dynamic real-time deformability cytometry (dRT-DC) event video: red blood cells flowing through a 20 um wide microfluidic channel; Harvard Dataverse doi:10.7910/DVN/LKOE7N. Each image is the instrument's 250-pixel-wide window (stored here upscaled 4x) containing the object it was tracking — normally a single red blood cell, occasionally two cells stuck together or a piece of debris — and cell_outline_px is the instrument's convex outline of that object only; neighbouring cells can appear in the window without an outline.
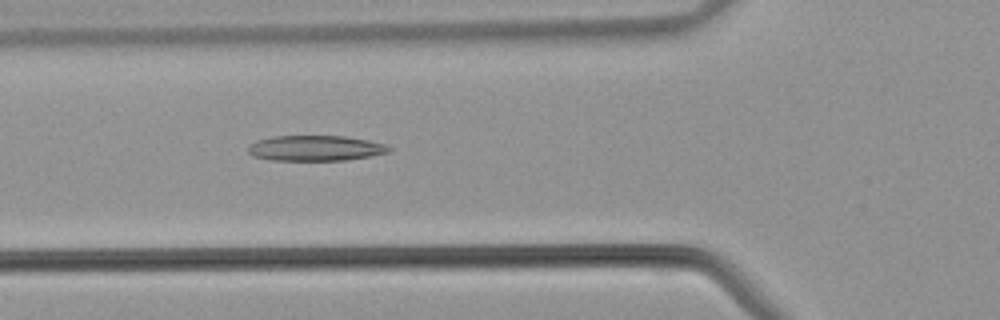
{"species": "common noctule bat (a hibernating species)", "species_latin": "Nyctalus noctula", "temperature_condition": "warm", "stored_images_in_passage": 34, "camera_frame_rate_fps": 3000, "um_per_image_px": 0.085, "animal": {"sex": "male", "body_mass_g": 21.5, "forearm_length_mm": 52.0}, "frame": {"image": 1, "passage_image": 8, "time_ms": 2.333, "image_size_px": [1000, 320], "cell_outline_px": [[392, 152], [372, 156], [348, 160], [268, 160], [252, 156], [248, 152], [248, 148], [256, 140], [272, 136], [344, 136], [368, 140], [384, 144], [392, 148]], "centroid_in_image_um": [26.83, 12.6], "position_along_channel_um": 99.0, "area_um2": 21.04}}
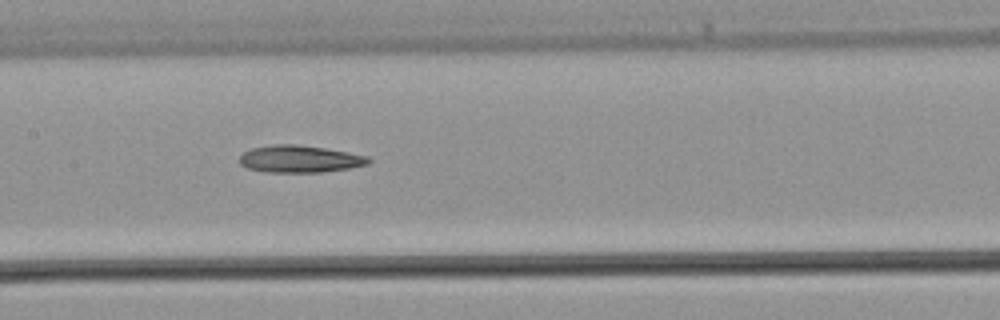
{"frame": {"image": 2, "passage_image": 13, "time_ms": 4.0, "image_size_px": [1000, 320], "cell_outline_px": [[372, 160], [368, 164], [348, 168], [324, 172], [264, 172], [248, 168], [240, 164], [240, 156], [244, 152], [252, 148], [272, 144], [296, 144], [324, 148], [348, 152], [368, 156]], "centroid_in_image_um": [25.48, 13.51], "position_along_channel_um": 181.9, "area_um2": 20.4}}
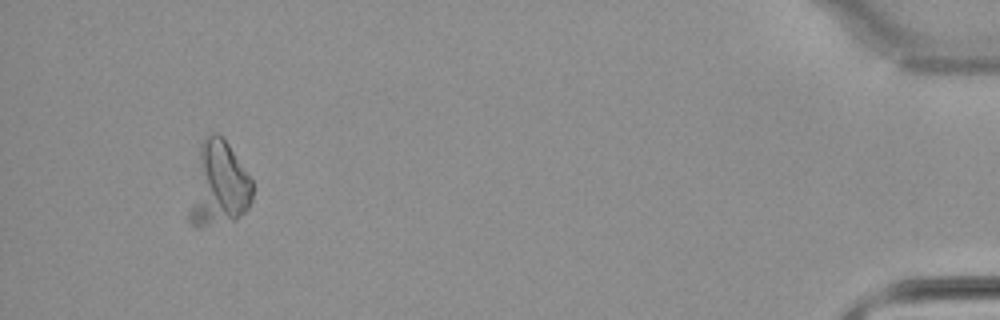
{"frame": {"image": 3, "passage_image": 32, "time_ms": 10.333, "image_size_px": [1000, 320], "cell_outline_px": [[252, 200], [248, 208], [236, 220], [200, 228], [192, 224], [188, 220], [188, 212], [200, 144], [212, 132], [216, 132], [228, 144], [252, 180]], "centroid_in_image_um": [18.58, 15.73], "position_along_channel_um": 416.6, "area_um2": 30.92}}